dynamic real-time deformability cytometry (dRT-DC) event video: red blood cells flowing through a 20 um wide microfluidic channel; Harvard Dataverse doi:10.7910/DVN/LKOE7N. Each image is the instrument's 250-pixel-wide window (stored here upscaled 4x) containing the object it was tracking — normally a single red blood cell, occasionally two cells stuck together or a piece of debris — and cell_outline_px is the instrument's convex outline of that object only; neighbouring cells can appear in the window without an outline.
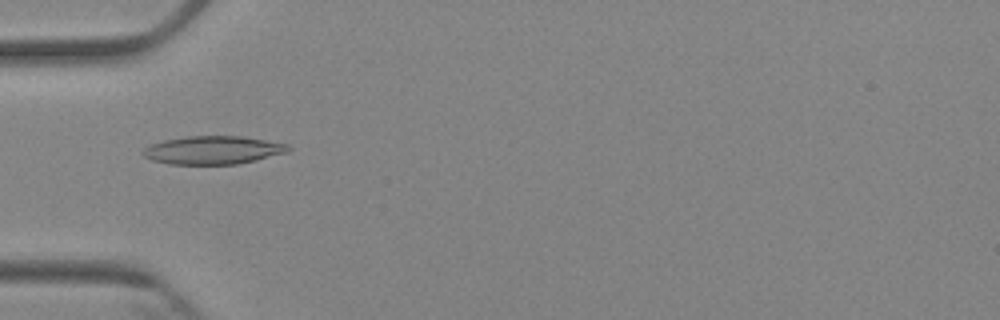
{"species": "Egyptian fruit bat (a non-hibernating species)", "species_latin": "Rousettus aegyptiacus", "temperature_condition": "cold", "stored_images_in_passage": 7, "camera_frame_rate_fps": 3000, "um_per_image_px": 0.085, "animal": {"sex": "female"}, "frame": {"image": 1, "passage_image": 4, "time_ms": 4.333, "image_size_px": [1000, 320], "cell_outline_px": [[292, 148], [288, 152], [256, 160], [236, 164], [168, 164], [152, 160], [144, 156], [140, 152], [148, 144], [164, 140], [188, 136], [240, 136], [288, 144]], "centroid_in_image_um": [18.07, 12.76], "position_along_channel_um": 66.9, "area_um2": 23.93}}
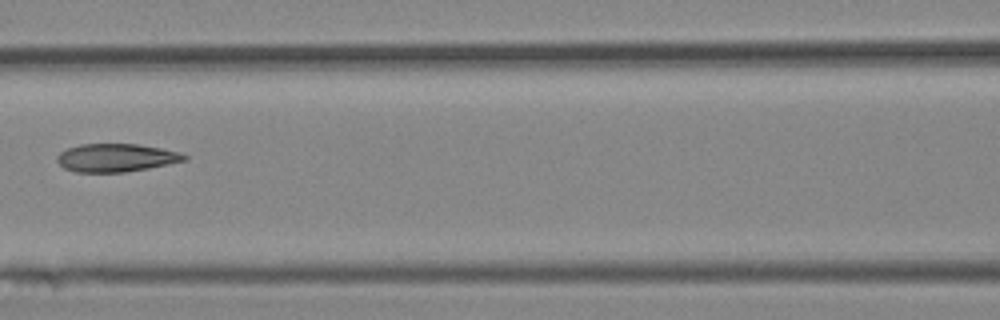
{"frame": {"image": 2, "passage_image": 6, "time_ms": 6.667, "image_size_px": [1000, 320], "cell_outline_px": [[188, 160], [148, 168], [124, 172], [76, 172], [64, 168], [56, 160], [56, 156], [60, 152], [68, 148], [80, 144], [140, 144], [180, 152], [188, 156]], "centroid_in_image_um": [9.87, 13.4], "position_along_channel_um": 156.7, "area_um2": 20.87}}
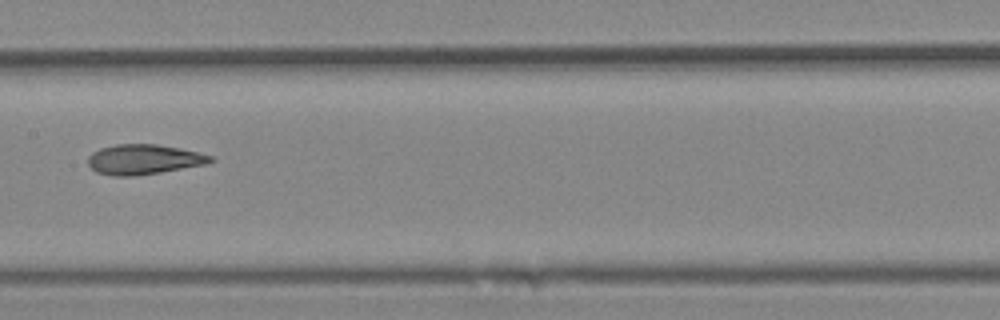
{"frame": {"image": 3, "passage_image": 7, "time_ms": 7.667, "image_size_px": [1000, 320], "cell_outline_px": [[216, 160], [204, 164], [160, 172], [132, 176], [112, 176], [96, 172], [88, 164], [88, 156], [92, 152], [100, 148], [116, 144], [156, 144], [180, 148], [212, 156]], "centroid_in_image_um": [12.18, 13.54], "position_along_channel_um": 195.2, "area_um2": 21.27}}